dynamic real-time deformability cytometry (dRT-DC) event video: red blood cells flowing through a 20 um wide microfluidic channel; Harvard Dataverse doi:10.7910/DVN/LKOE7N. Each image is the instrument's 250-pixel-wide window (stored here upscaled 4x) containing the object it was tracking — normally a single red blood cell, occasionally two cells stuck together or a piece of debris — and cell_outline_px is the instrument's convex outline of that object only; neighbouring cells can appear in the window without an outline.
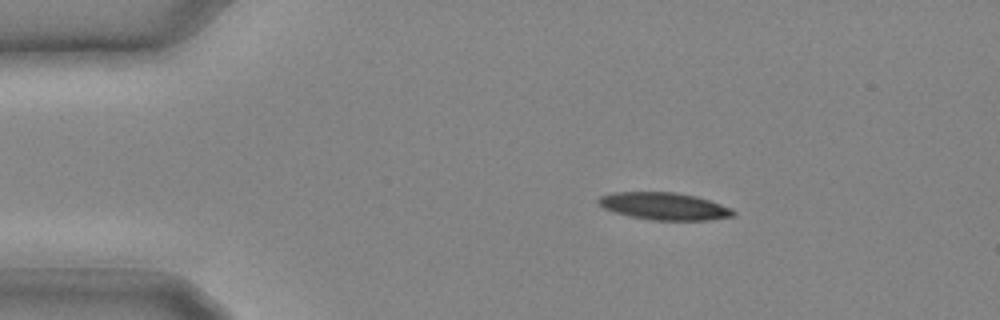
{"species": "common noctule bat (a hibernating species)", "species_latin": "Nyctalus noctula", "temperature_condition": "cold", "stored_images_in_passage": 11, "camera_frame_rate_fps": 3000, "um_per_image_px": 0.085, "animal": {"sex": "male", "body_mass_g": 20.4}, "frame": {"image": 1, "passage_image": 4, "time_ms": 1.0, "image_size_px": [1000, 320], "cell_outline_px": [[736, 216], [708, 220], [652, 220], [628, 216], [604, 208], [596, 200], [600, 196], [612, 192], [676, 192], [696, 196], [732, 208], [736, 212]], "centroid_in_image_um": [56.47, 17.53], "position_along_channel_um": 28.5, "area_um2": 21.5}}
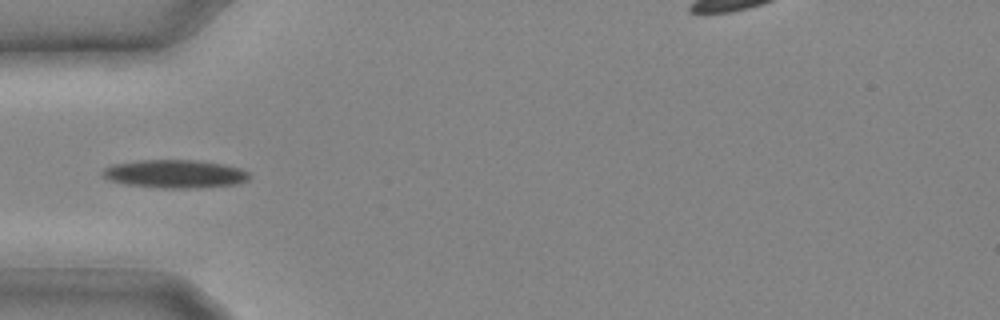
{"frame": {"image": 2, "passage_image": 8, "time_ms": 2.333, "image_size_px": [1000, 320], "cell_outline_px": [[248, 180], [236, 184], [188, 188], [160, 188], [128, 184], [108, 180], [100, 172], [104, 168], [112, 164], [140, 160], [200, 160], [224, 164], [240, 168], [248, 172]], "centroid_in_image_um": [14.85, 14.77], "position_along_channel_um": 70.2, "area_um2": 24.04}}
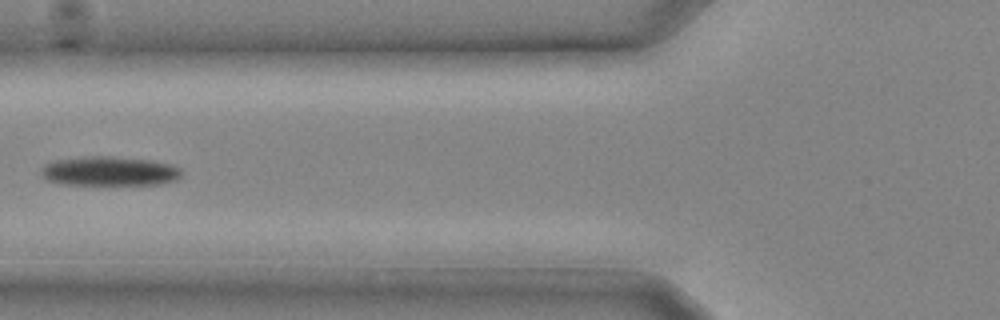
{"frame": {"image": 3, "passage_image": 10, "time_ms": 3.0, "image_size_px": [1000, 320], "cell_outline_px": [[180, 176], [176, 180], [164, 184], [64, 184], [48, 180], [40, 172], [40, 168], [44, 164], [56, 160], [92, 156], [104, 156], [148, 160], [168, 164], [180, 168]], "centroid_in_image_um": [9.28, 14.55], "position_along_channel_um": 116.5, "area_um2": 23.58}}